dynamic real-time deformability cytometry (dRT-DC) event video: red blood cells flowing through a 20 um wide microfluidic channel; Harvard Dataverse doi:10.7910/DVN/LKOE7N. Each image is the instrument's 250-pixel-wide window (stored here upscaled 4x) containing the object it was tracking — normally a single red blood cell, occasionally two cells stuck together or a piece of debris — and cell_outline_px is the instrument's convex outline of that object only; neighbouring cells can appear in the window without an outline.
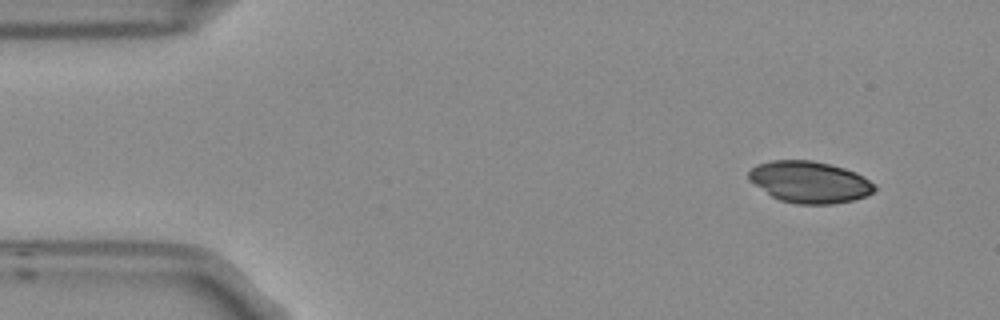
{"species": "Egyptian fruit bat (a non-hibernating species)", "species_latin": "Rousettus aegyptiacus", "temperature_condition": "room temperature", "stored_images_in_passage": 3, "camera_frame_rate_fps": 3000, "um_per_image_px": 0.085, "frame": {"image": 1, "passage_image": 1, "time_ms": 0.0, "image_size_px": [1000, 320], "cell_outline_px": [[876, 188], [868, 196], [852, 200], [832, 204], [796, 204], [780, 200], [772, 196], [748, 180], [748, 172], [756, 164], [772, 160], [812, 160], [844, 168], [856, 172], [864, 176], [876, 184]], "centroid_in_image_um": [68.82, 15.47], "position_along_channel_um": 16.2, "area_um2": 30.63}}
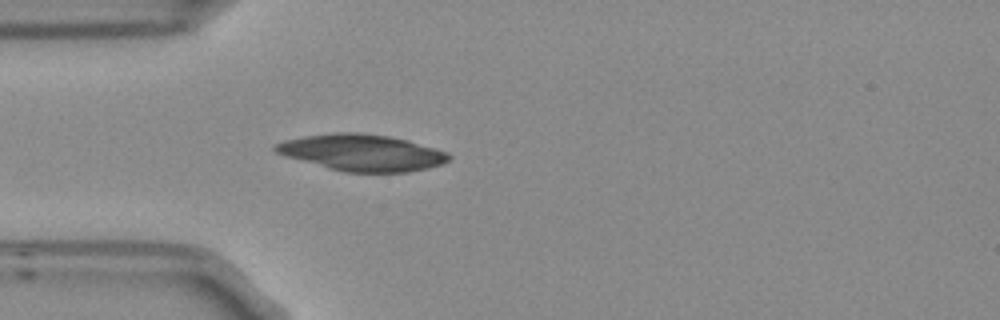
{"frame": {"image": 2, "passage_image": 3, "time_ms": 0.667, "image_size_px": [1000, 320], "cell_outline_px": [[452, 156], [448, 160], [440, 164], [428, 168], [408, 172], [344, 172], [328, 168], [288, 156], [276, 152], [272, 148], [276, 144], [284, 140], [304, 136], [336, 132], [360, 132], [388, 136], [408, 140], [448, 152]], "centroid_in_image_um": [30.79, 12.96], "position_along_channel_um": 54.2, "area_um2": 36.65}}